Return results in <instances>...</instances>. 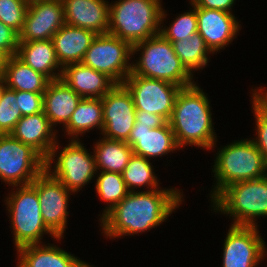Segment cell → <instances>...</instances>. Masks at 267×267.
<instances>
[{"label": "cell", "instance_id": "20", "mask_svg": "<svg viewBox=\"0 0 267 267\" xmlns=\"http://www.w3.org/2000/svg\"><path fill=\"white\" fill-rule=\"evenodd\" d=\"M60 78L81 98H102L116 85L106 74L82 62L64 66Z\"/></svg>", "mask_w": 267, "mask_h": 267}, {"label": "cell", "instance_id": "15", "mask_svg": "<svg viewBox=\"0 0 267 267\" xmlns=\"http://www.w3.org/2000/svg\"><path fill=\"white\" fill-rule=\"evenodd\" d=\"M65 25L62 0H42L29 3L19 42L52 39Z\"/></svg>", "mask_w": 267, "mask_h": 267}, {"label": "cell", "instance_id": "24", "mask_svg": "<svg viewBox=\"0 0 267 267\" xmlns=\"http://www.w3.org/2000/svg\"><path fill=\"white\" fill-rule=\"evenodd\" d=\"M16 56L50 81L61 77L62 67L57 60L52 39L19 42Z\"/></svg>", "mask_w": 267, "mask_h": 267}, {"label": "cell", "instance_id": "8", "mask_svg": "<svg viewBox=\"0 0 267 267\" xmlns=\"http://www.w3.org/2000/svg\"><path fill=\"white\" fill-rule=\"evenodd\" d=\"M68 142L60 152V143L57 140L50 155L45 159V170L76 194L95 178L96 162L94 153L91 152L93 155L89 153L82 140H69Z\"/></svg>", "mask_w": 267, "mask_h": 267}, {"label": "cell", "instance_id": "42", "mask_svg": "<svg viewBox=\"0 0 267 267\" xmlns=\"http://www.w3.org/2000/svg\"><path fill=\"white\" fill-rule=\"evenodd\" d=\"M23 1L29 4V3H32V2L42 1V0H23Z\"/></svg>", "mask_w": 267, "mask_h": 267}, {"label": "cell", "instance_id": "18", "mask_svg": "<svg viewBox=\"0 0 267 267\" xmlns=\"http://www.w3.org/2000/svg\"><path fill=\"white\" fill-rule=\"evenodd\" d=\"M65 24L106 34L109 29L108 0H62Z\"/></svg>", "mask_w": 267, "mask_h": 267}, {"label": "cell", "instance_id": "12", "mask_svg": "<svg viewBox=\"0 0 267 267\" xmlns=\"http://www.w3.org/2000/svg\"><path fill=\"white\" fill-rule=\"evenodd\" d=\"M37 191L41 214L45 225L57 236L64 238L67 227L70 195L58 179L43 170L31 183Z\"/></svg>", "mask_w": 267, "mask_h": 267}, {"label": "cell", "instance_id": "38", "mask_svg": "<svg viewBox=\"0 0 267 267\" xmlns=\"http://www.w3.org/2000/svg\"><path fill=\"white\" fill-rule=\"evenodd\" d=\"M168 121L161 115L143 110H136L135 124L150 125V128L164 126Z\"/></svg>", "mask_w": 267, "mask_h": 267}, {"label": "cell", "instance_id": "31", "mask_svg": "<svg viewBox=\"0 0 267 267\" xmlns=\"http://www.w3.org/2000/svg\"><path fill=\"white\" fill-rule=\"evenodd\" d=\"M189 5L192 7L191 10L178 14L169 27L162 24L167 18L165 9H162L160 34L171 43L177 40H185L198 30L196 7L191 2Z\"/></svg>", "mask_w": 267, "mask_h": 267}, {"label": "cell", "instance_id": "23", "mask_svg": "<svg viewBox=\"0 0 267 267\" xmlns=\"http://www.w3.org/2000/svg\"><path fill=\"white\" fill-rule=\"evenodd\" d=\"M96 35L87 29L63 25L52 37L55 54L61 67L81 63Z\"/></svg>", "mask_w": 267, "mask_h": 267}, {"label": "cell", "instance_id": "16", "mask_svg": "<svg viewBox=\"0 0 267 267\" xmlns=\"http://www.w3.org/2000/svg\"><path fill=\"white\" fill-rule=\"evenodd\" d=\"M196 15L197 32L213 54L225 49L240 32L241 24L233 13L196 7Z\"/></svg>", "mask_w": 267, "mask_h": 267}, {"label": "cell", "instance_id": "39", "mask_svg": "<svg viewBox=\"0 0 267 267\" xmlns=\"http://www.w3.org/2000/svg\"><path fill=\"white\" fill-rule=\"evenodd\" d=\"M257 87L255 89L252 88L251 91L267 106V90L266 87Z\"/></svg>", "mask_w": 267, "mask_h": 267}, {"label": "cell", "instance_id": "41", "mask_svg": "<svg viewBox=\"0 0 267 267\" xmlns=\"http://www.w3.org/2000/svg\"><path fill=\"white\" fill-rule=\"evenodd\" d=\"M3 86H4V78L2 76V77H0V91L3 88Z\"/></svg>", "mask_w": 267, "mask_h": 267}, {"label": "cell", "instance_id": "29", "mask_svg": "<svg viewBox=\"0 0 267 267\" xmlns=\"http://www.w3.org/2000/svg\"><path fill=\"white\" fill-rule=\"evenodd\" d=\"M122 177L129 192H136V189L146 187L148 191L159 189L160 184L155 175L152 162L150 160L133 154L125 169Z\"/></svg>", "mask_w": 267, "mask_h": 267}, {"label": "cell", "instance_id": "37", "mask_svg": "<svg viewBox=\"0 0 267 267\" xmlns=\"http://www.w3.org/2000/svg\"><path fill=\"white\" fill-rule=\"evenodd\" d=\"M236 0H190L197 8H206L213 10H221L232 13V7L235 5Z\"/></svg>", "mask_w": 267, "mask_h": 267}, {"label": "cell", "instance_id": "27", "mask_svg": "<svg viewBox=\"0 0 267 267\" xmlns=\"http://www.w3.org/2000/svg\"><path fill=\"white\" fill-rule=\"evenodd\" d=\"M97 141L93 146L97 171L122 174L130 157L133 155L131 146L127 142L104 137Z\"/></svg>", "mask_w": 267, "mask_h": 267}, {"label": "cell", "instance_id": "33", "mask_svg": "<svg viewBox=\"0 0 267 267\" xmlns=\"http://www.w3.org/2000/svg\"><path fill=\"white\" fill-rule=\"evenodd\" d=\"M252 113L255 118V138L251 140L267 162V106L251 91Z\"/></svg>", "mask_w": 267, "mask_h": 267}, {"label": "cell", "instance_id": "3", "mask_svg": "<svg viewBox=\"0 0 267 267\" xmlns=\"http://www.w3.org/2000/svg\"><path fill=\"white\" fill-rule=\"evenodd\" d=\"M214 159L210 201L225 187L240 181L262 178L267 175V162L251 138L235 140L220 147Z\"/></svg>", "mask_w": 267, "mask_h": 267}, {"label": "cell", "instance_id": "26", "mask_svg": "<svg viewBox=\"0 0 267 267\" xmlns=\"http://www.w3.org/2000/svg\"><path fill=\"white\" fill-rule=\"evenodd\" d=\"M4 85L14 91L44 93L49 79L34 71L16 55L8 57L4 71Z\"/></svg>", "mask_w": 267, "mask_h": 267}, {"label": "cell", "instance_id": "9", "mask_svg": "<svg viewBox=\"0 0 267 267\" xmlns=\"http://www.w3.org/2000/svg\"><path fill=\"white\" fill-rule=\"evenodd\" d=\"M45 169V159L30 145L0 135V180L9 186L29 185Z\"/></svg>", "mask_w": 267, "mask_h": 267}, {"label": "cell", "instance_id": "6", "mask_svg": "<svg viewBox=\"0 0 267 267\" xmlns=\"http://www.w3.org/2000/svg\"><path fill=\"white\" fill-rule=\"evenodd\" d=\"M17 189V190H16ZM5 197L7 212L13 232L15 249L30 244H43V236L57 237L44 223L36 189L31 185L12 186Z\"/></svg>", "mask_w": 267, "mask_h": 267}, {"label": "cell", "instance_id": "5", "mask_svg": "<svg viewBox=\"0 0 267 267\" xmlns=\"http://www.w3.org/2000/svg\"><path fill=\"white\" fill-rule=\"evenodd\" d=\"M161 0H117L109 4L108 32L132 46L160 34Z\"/></svg>", "mask_w": 267, "mask_h": 267}, {"label": "cell", "instance_id": "34", "mask_svg": "<svg viewBox=\"0 0 267 267\" xmlns=\"http://www.w3.org/2000/svg\"><path fill=\"white\" fill-rule=\"evenodd\" d=\"M28 5L23 0H0V21L19 34L23 27Z\"/></svg>", "mask_w": 267, "mask_h": 267}, {"label": "cell", "instance_id": "22", "mask_svg": "<svg viewBox=\"0 0 267 267\" xmlns=\"http://www.w3.org/2000/svg\"><path fill=\"white\" fill-rule=\"evenodd\" d=\"M81 99L61 78L49 81L43 93V111L51 126L65 127Z\"/></svg>", "mask_w": 267, "mask_h": 267}, {"label": "cell", "instance_id": "21", "mask_svg": "<svg viewBox=\"0 0 267 267\" xmlns=\"http://www.w3.org/2000/svg\"><path fill=\"white\" fill-rule=\"evenodd\" d=\"M17 250V267H94L54 244H30Z\"/></svg>", "mask_w": 267, "mask_h": 267}, {"label": "cell", "instance_id": "17", "mask_svg": "<svg viewBox=\"0 0 267 267\" xmlns=\"http://www.w3.org/2000/svg\"><path fill=\"white\" fill-rule=\"evenodd\" d=\"M127 143L131 146L133 154L148 160L181 150L168 122L157 128L134 124Z\"/></svg>", "mask_w": 267, "mask_h": 267}, {"label": "cell", "instance_id": "35", "mask_svg": "<svg viewBox=\"0 0 267 267\" xmlns=\"http://www.w3.org/2000/svg\"><path fill=\"white\" fill-rule=\"evenodd\" d=\"M22 117L43 112V93L16 91Z\"/></svg>", "mask_w": 267, "mask_h": 267}, {"label": "cell", "instance_id": "7", "mask_svg": "<svg viewBox=\"0 0 267 267\" xmlns=\"http://www.w3.org/2000/svg\"><path fill=\"white\" fill-rule=\"evenodd\" d=\"M215 213L232 217V225L258 226L267 216V175L225 187L212 201Z\"/></svg>", "mask_w": 267, "mask_h": 267}, {"label": "cell", "instance_id": "40", "mask_svg": "<svg viewBox=\"0 0 267 267\" xmlns=\"http://www.w3.org/2000/svg\"><path fill=\"white\" fill-rule=\"evenodd\" d=\"M8 57L9 56L4 51L0 50V77L4 75Z\"/></svg>", "mask_w": 267, "mask_h": 267}, {"label": "cell", "instance_id": "14", "mask_svg": "<svg viewBox=\"0 0 267 267\" xmlns=\"http://www.w3.org/2000/svg\"><path fill=\"white\" fill-rule=\"evenodd\" d=\"M101 99L104 122L102 136L127 142L136 117L132 95L123 84H116Z\"/></svg>", "mask_w": 267, "mask_h": 267}, {"label": "cell", "instance_id": "4", "mask_svg": "<svg viewBox=\"0 0 267 267\" xmlns=\"http://www.w3.org/2000/svg\"><path fill=\"white\" fill-rule=\"evenodd\" d=\"M139 52L138 59L132 60L131 73L141 77L164 80L181 88L194 85L192 76L176 55L172 43L161 34L150 37L132 46V56Z\"/></svg>", "mask_w": 267, "mask_h": 267}, {"label": "cell", "instance_id": "36", "mask_svg": "<svg viewBox=\"0 0 267 267\" xmlns=\"http://www.w3.org/2000/svg\"><path fill=\"white\" fill-rule=\"evenodd\" d=\"M19 34L0 21V50L9 57L17 54Z\"/></svg>", "mask_w": 267, "mask_h": 267}, {"label": "cell", "instance_id": "19", "mask_svg": "<svg viewBox=\"0 0 267 267\" xmlns=\"http://www.w3.org/2000/svg\"><path fill=\"white\" fill-rule=\"evenodd\" d=\"M55 130L43 112L23 116L10 135L24 144L30 145L46 159L58 140Z\"/></svg>", "mask_w": 267, "mask_h": 267}, {"label": "cell", "instance_id": "2", "mask_svg": "<svg viewBox=\"0 0 267 267\" xmlns=\"http://www.w3.org/2000/svg\"><path fill=\"white\" fill-rule=\"evenodd\" d=\"M210 99L197 82L178 92L169 125L178 146L214 150L217 142Z\"/></svg>", "mask_w": 267, "mask_h": 267}, {"label": "cell", "instance_id": "28", "mask_svg": "<svg viewBox=\"0 0 267 267\" xmlns=\"http://www.w3.org/2000/svg\"><path fill=\"white\" fill-rule=\"evenodd\" d=\"M176 55L186 70L192 75L193 71H200L209 62V54L214 55L206 46L202 36L196 32L185 40H177L172 43Z\"/></svg>", "mask_w": 267, "mask_h": 267}, {"label": "cell", "instance_id": "10", "mask_svg": "<svg viewBox=\"0 0 267 267\" xmlns=\"http://www.w3.org/2000/svg\"><path fill=\"white\" fill-rule=\"evenodd\" d=\"M132 45L109 33L97 34L82 63L122 84L131 73Z\"/></svg>", "mask_w": 267, "mask_h": 267}, {"label": "cell", "instance_id": "13", "mask_svg": "<svg viewBox=\"0 0 267 267\" xmlns=\"http://www.w3.org/2000/svg\"><path fill=\"white\" fill-rule=\"evenodd\" d=\"M258 226L230 225L223 244L221 267H257L267 247Z\"/></svg>", "mask_w": 267, "mask_h": 267}, {"label": "cell", "instance_id": "1", "mask_svg": "<svg viewBox=\"0 0 267 267\" xmlns=\"http://www.w3.org/2000/svg\"><path fill=\"white\" fill-rule=\"evenodd\" d=\"M183 192L175 187L129 192L101 220L105 238H119L144 233L168 220L182 203ZM175 210V211H174Z\"/></svg>", "mask_w": 267, "mask_h": 267}, {"label": "cell", "instance_id": "25", "mask_svg": "<svg viewBox=\"0 0 267 267\" xmlns=\"http://www.w3.org/2000/svg\"><path fill=\"white\" fill-rule=\"evenodd\" d=\"M103 105L101 98H82L68 124L63 127L69 140H79V136L84 135L92 129L103 130Z\"/></svg>", "mask_w": 267, "mask_h": 267}, {"label": "cell", "instance_id": "11", "mask_svg": "<svg viewBox=\"0 0 267 267\" xmlns=\"http://www.w3.org/2000/svg\"><path fill=\"white\" fill-rule=\"evenodd\" d=\"M122 84L132 95L136 110L161 115L167 121L170 119L180 86L139 75H128Z\"/></svg>", "mask_w": 267, "mask_h": 267}, {"label": "cell", "instance_id": "30", "mask_svg": "<svg viewBox=\"0 0 267 267\" xmlns=\"http://www.w3.org/2000/svg\"><path fill=\"white\" fill-rule=\"evenodd\" d=\"M95 190L101 200L107 203L103 209L100 220L108 214L128 194L126 183L120 173L97 171Z\"/></svg>", "mask_w": 267, "mask_h": 267}, {"label": "cell", "instance_id": "32", "mask_svg": "<svg viewBox=\"0 0 267 267\" xmlns=\"http://www.w3.org/2000/svg\"><path fill=\"white\" fill-rule=\"evenodd\" d=\"M21 118L16 91L4 85L0 91V135L10 134Z\"/></svg>", "mask_w": 267, "mask_h": 267}]
</instances>
